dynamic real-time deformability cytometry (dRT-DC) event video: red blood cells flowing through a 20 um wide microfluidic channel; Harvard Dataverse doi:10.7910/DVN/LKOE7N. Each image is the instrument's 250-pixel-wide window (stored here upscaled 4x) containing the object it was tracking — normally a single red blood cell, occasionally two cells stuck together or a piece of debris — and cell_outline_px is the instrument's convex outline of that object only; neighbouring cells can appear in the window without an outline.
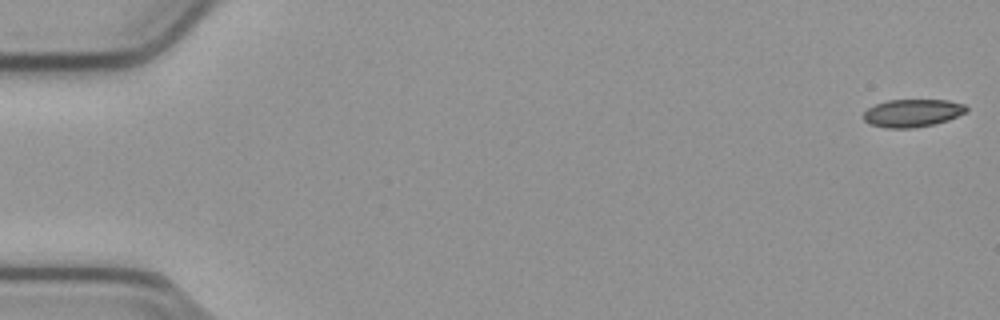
{"species": "common noctule bat (a hibernating species)", "species_latin": "Nyctalus noctula", "temperature_condition": "cold", "stored_images_in_passage": 54, "camera_frame_rate_fps": 3000, "um_per_image_px": 0.085, "animal": {"sex": "male", "body_mass_g": 23.1, "forearm_length_mm": 52.7}, "frame": {"image": 1, "passage_image": 1, "time_ms": 0.0, "image_size_px": [1000, 320], "cell_outline_px": [[968, 112], [948, 120], [932, 124], [912, 128], [884, 128], [868, 124], [860, 116], [868, 108], [876, 104], [888, 100], [948, 100], [964, 104], [968, 108]], "centroid_in_image_um": [77.53, 9.61], "position_along_channel_um": 7.5, "area_um2": 16.82}}
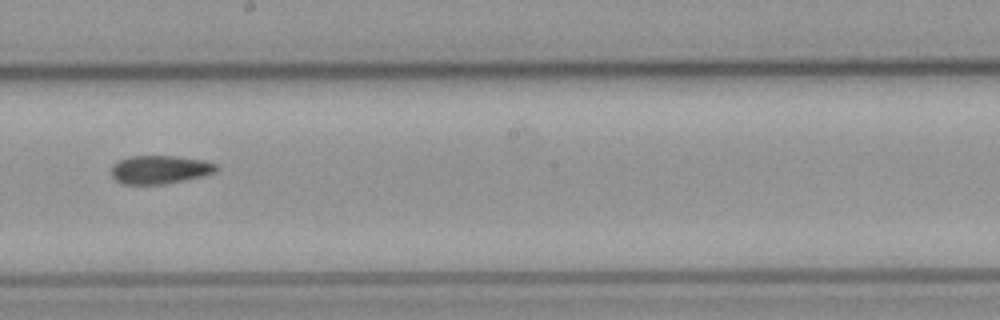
{"frame": {"image": 2, "passage_image": 31, "time_ms": 10.0, "image_size_px": [1000, 320], "cell_outline_px": [[216, 168], [212, 172], [204, 176], [164, 184], [124, 184], [116, 180], [112, 176], [112, 164], [128, 156], [176, 156], [204, 160], [216, 164]], "centroid_in_image_um": [13.56, 14.41], "position_along_channel_um": 234.6, "area_um2": 17.22}}
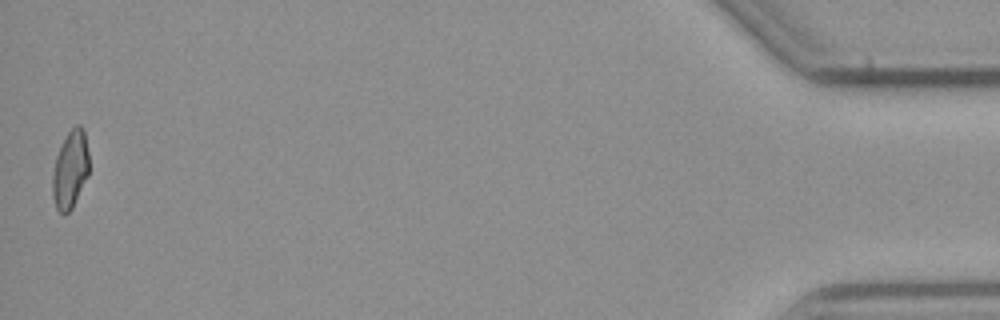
{"frame": {"image": 3, "passage_image": 54, "time_ms": 17.667, "image_size_px": [1000, 320], "cell_outline_px": [[88, 176], [72, 208], [68, 212], [60, 212], [56, 208], [52, 196], [52, 176], [56, 156], [68, 132], [76, 124], [80, 124], [84, 128], [88, 152]], "centroid_in_image_um": [5.97, 14.4], "position_along_channel_um": 429.2, "area_um2": 16.47}}